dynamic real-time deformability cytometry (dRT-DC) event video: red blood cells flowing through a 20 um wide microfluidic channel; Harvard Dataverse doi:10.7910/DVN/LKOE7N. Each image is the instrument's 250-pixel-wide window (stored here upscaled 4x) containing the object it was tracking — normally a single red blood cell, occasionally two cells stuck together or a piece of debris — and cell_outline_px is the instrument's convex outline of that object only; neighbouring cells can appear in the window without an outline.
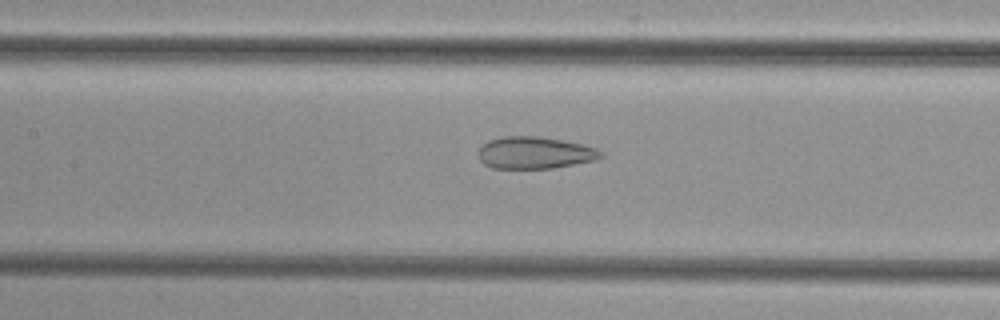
{"species": "common noctule bat (a hibernating species)", "species_latin": "Nyctalus noctula", "temperature_condition": "cold", "stored_images_in_passage": 37, "camera_frame_rate_fps": 3000, "um_per_image_px": 0.085, "animal": {"sex": "female", "body_mass_g": 29.2, "forearm_length_mm": 56.3}, "frame": {"image": 1, "passage_image": 20, "time_ms": 6.333, "image_size_px": [1000, 320], "cell_outline_px": [[604, 156], [596, 160], [552, 168], [492, 168], [484, 164], [476, 156], [476, 152], [488, 140], [504, 136], [540, 136], [584, 144], [596, 148]], "centroid_in_image_um": [45.43, 12.98], "position_along_channel_um": 162.0, "area_um2": 23.0}}
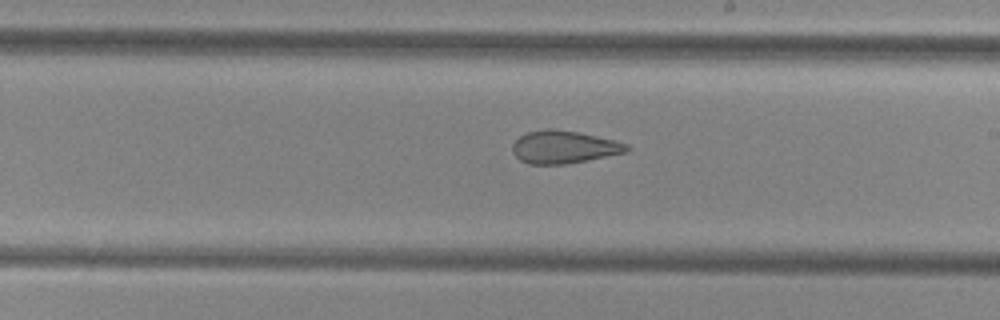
{"frame": {"image": 2, "passage_image": 26, "time_ms": 8.333, "image_size_px": [1000, 320], "cell_outline_px": [[632, 148], [628, 152], [588, 160], [564, 164], [528, 164], [520, 160], [512, 152], [512, 144], [520, 136], [528, 132], [544, 128], [556, 128], [580, 132], [628, 144]], "centroid_in_image_um": [47.93, 12.49], "position_along_channel_um": 241.1, "area_um2": 21.96}}
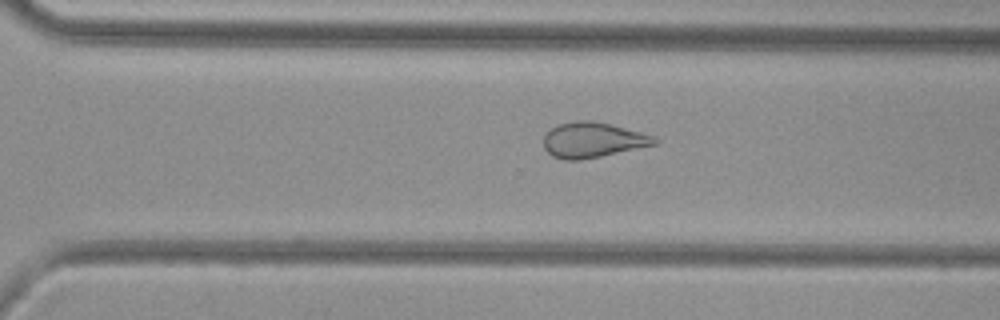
{"frame": {"image": 3, "passage_image": 32, "time_ms": 10.333, "image_size_px": [1000, 320], "cell_outline_px": [[660, 140], [656, 144], [600, 156], [580, 160], [564, 160], [552, 156], [544, 148], [544, 132], [560, 124], [576, 120], [592, 120], [640, 132], [652, 136]], "centroid_in_image_um": [50.34, 11.9], "position_along_channel_um": 320.3, "area_um2": 22.54}}